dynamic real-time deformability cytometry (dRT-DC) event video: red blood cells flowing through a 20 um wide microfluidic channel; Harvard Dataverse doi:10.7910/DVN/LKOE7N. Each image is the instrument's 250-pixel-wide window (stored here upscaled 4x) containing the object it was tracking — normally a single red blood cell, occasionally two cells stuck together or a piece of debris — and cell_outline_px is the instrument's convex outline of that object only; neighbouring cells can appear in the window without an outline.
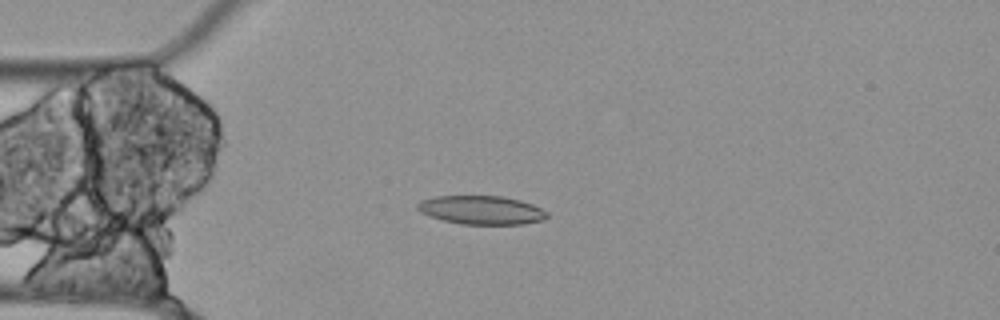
{"species": "Egyptian fruit bat (a non-hibernating species)", "species_latin": "Rousettus aegyptiacus", "temperature_condition": "cold", "stored_images_in_passage": 43, "camera_frame_rate_fps": 3000, "um_per_image_px": 0.085, "animal": {"sex": "female"}, "frame": {"image": 1, "passage_image": 9, "time_ms": 2.667, "image_size_px": [1000, 320], "cell_outline_px": [[548, 216], [544, 220], [524, 224], [460, 224], [444, 220], [420, 212], [416, 208], [416, 204], [420, 200], [436, 196], [504, 196], [520, 200], [532, 204], [548, 212]], "centroid_in_image_um": [40.93, 17.85], "position_along_channel_um": 44.1, "area_um2": 21.68}}
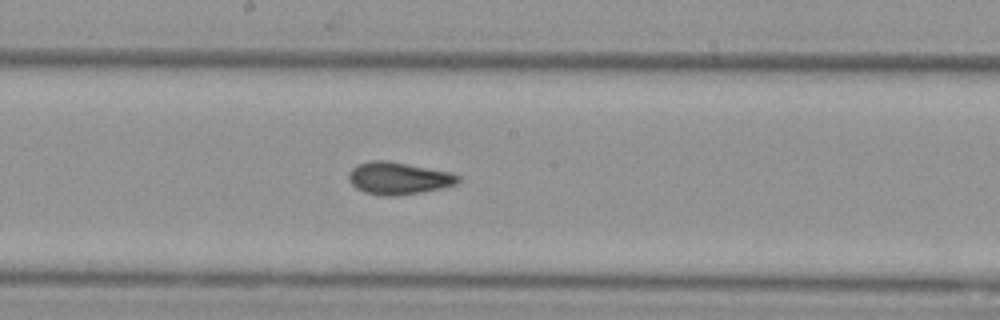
{"frame": {"image": 2, "passage_image": 24, "time_ms": 7.667, "image_size_px": [1000, 320], "cell_outline_px": [[460, 180], [456, 184], [440, 188], [420, 192], [392, 196], [380, 196], [364, 192], [356, 188], [348, 180], [348, 172], [356, 164], [368, 160], [388, 160], [452, 172], [460, 176]], "centroid_in_image_um": [33.83, 15.13], "position_along_channel_um": 214.4, "area_um2": 20.81}}
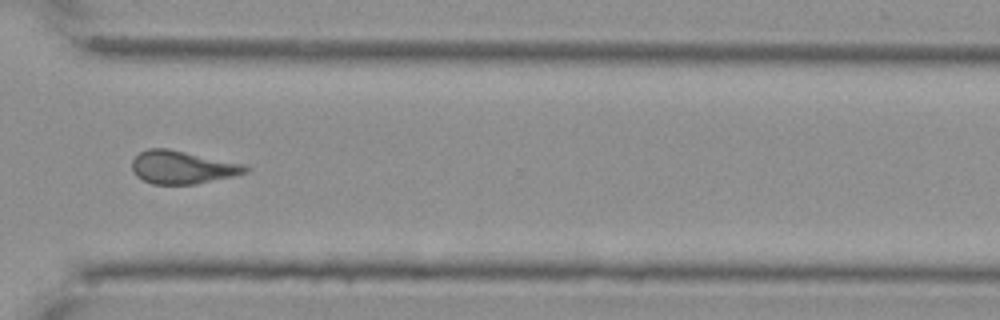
{"frame": {"image": 3, "passage_image": 36, "time_ms": 11.667, "image_size_px": [1000, 320], "cell_outline_px": [[252, 168], [248, 172], [232, 176], [196, 184], [152, 184], [136, 176], [132, 168], [132, 160], [140, 152], [148, 148], [168, 148], [244, 164]], "centroid_in_image_um": [15.51, 14.21], "position_along_channel_um": 355.1, "area_um2": 21.79}, "authors_computed_cell_mechanics": {"area_um2": 21.386, "velocity_mm_per_s": 3.5133, "shape_relaxation_time_tau1_ms": null, "shape_relaxation_time_tau2_ms": 5.7209, "deformation_change_tau1": null, "deformation_change_tau2": 0.1384}}